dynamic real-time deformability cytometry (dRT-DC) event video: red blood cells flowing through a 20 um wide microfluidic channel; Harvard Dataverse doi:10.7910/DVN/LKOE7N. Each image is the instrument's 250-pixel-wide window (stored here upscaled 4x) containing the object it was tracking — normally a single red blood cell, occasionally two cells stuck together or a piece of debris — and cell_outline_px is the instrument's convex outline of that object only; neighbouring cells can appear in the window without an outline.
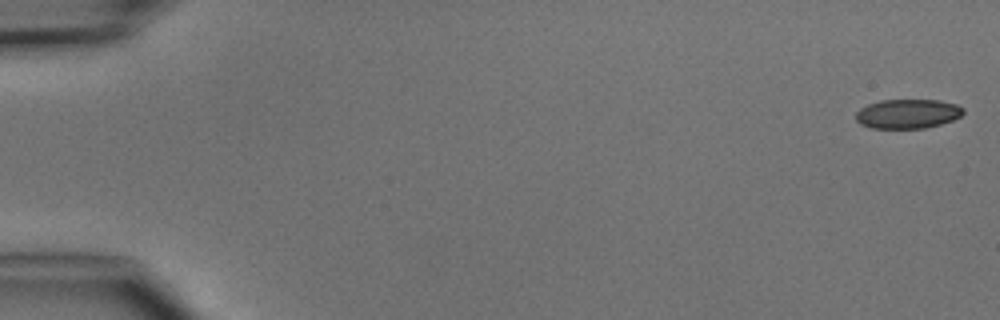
{"species": "common noctule bat (a hibernating species)", "species_latin": "Nyctalus noctula", "temperature_condition": "cold", "stored_images_in_passage": 5, "camera_frame_rate_fps": 3000, "um_per_image_px": 0.085, "animal": {"sex": "male", "body_mass_g": 15.6}, "frame": {"image": 1, "passage_image": 1, "time_ms": 0.0, "image_size_px": [1000, 320], "cell_outline_px": [[964, 112], [960, 116], [952, 120], [940, 124], [924, 128], [872, 128], [860, 124], [856, 120], [856, 112], [860, 108], [868, 104], [880, 100], [940, 100], [956, 104], [964, 108]], "centroid_in_image_um": [77.14, 9.67], "position_along_channel_um": 7.9, "area_um2": 18.38}}
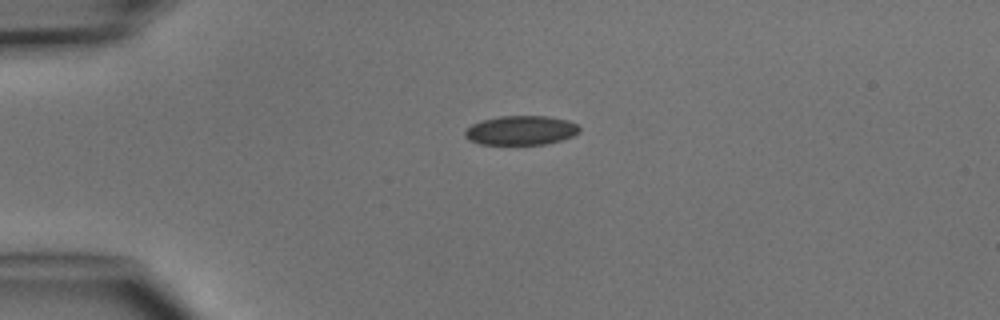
{"frame": {"image": 2, "passage_image": 4, "time_ms": 3.667, "image_size_px": [1000, 320], "cell_outline_px": [[580, 132], [572, 136], [560, 140], [544, 144], [480, 144], [468, 140], [464, 136], [464, 132], [472, 124], [480, 120], [500, 116], [548, 116], [568, 120], [576, 124], [580, 128]], "centroid_in_image_um": [44.26, 11.07], "position_along_channel_um": 40.7, "area_um2": 19.54}}